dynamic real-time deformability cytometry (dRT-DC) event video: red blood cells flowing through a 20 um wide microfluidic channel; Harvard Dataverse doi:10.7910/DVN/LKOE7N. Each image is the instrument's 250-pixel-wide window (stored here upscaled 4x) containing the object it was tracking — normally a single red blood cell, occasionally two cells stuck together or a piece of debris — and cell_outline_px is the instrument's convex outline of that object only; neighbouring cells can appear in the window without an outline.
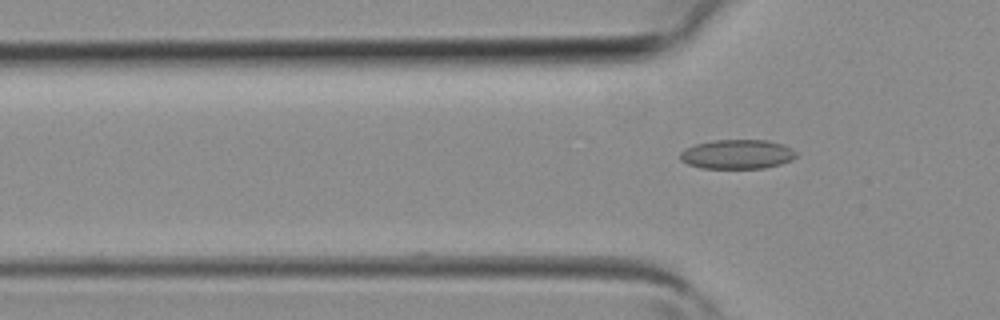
{"species": "common noctule bat (a hibernating species)", "species_latin": "Nyctalus noctula", "temperature_condition": "room temperature", "stored_images_in_passage": 3, "camera_frame_rate_fps": 3000, "um_per_image_px": 0.085, "animal": {"sex": "female", "body_mass_g": 19.3, "forearm_length_mm": 54.1}, "frame": {"image": 1, "passage_image": 2, "time_ms": 0.333, "image_size_px": [1000, 320], "cell_outline_px": [[796, 156], [792, 160], [780, 164], [764, 168], [700, 168], [688, 164], [680, 160], [680, 152], [696, 144], [716, 140], [768, 140], [784, 144], [792, 148], [796, 152]], "centroid_in_image_um": [62.69, 13.11], "position_along_channel_um": 63.1, "area_um2": 19.83}}
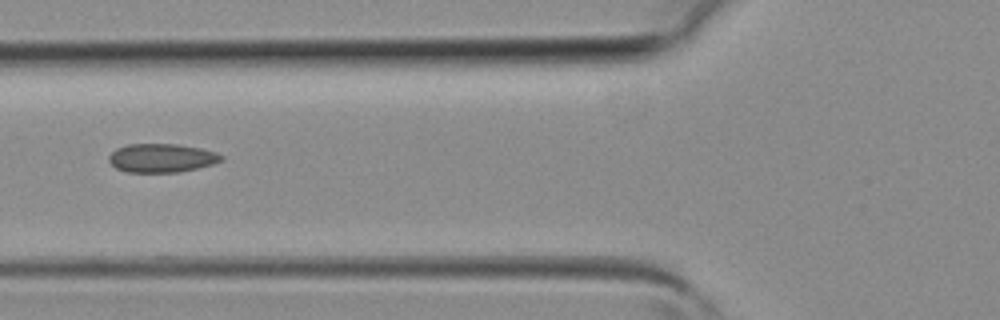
{"frame": {"image": 2, "passage_image": 3, "time_ms": 0.667, "image_size_px": [1000, 320], "cell_outline_px": [[224, 160], [212, 164], [180, 172], [124, 172], [116, 168], [108, 160], [108, 156], [116, 148], [128, 144], [176, 144], [200, 148], [216, 152], [224, 156]], "centroid_in_image_um": [13.73, 13.43], "position_along_channel_um": 112.1, "area_um2": 18.84}}